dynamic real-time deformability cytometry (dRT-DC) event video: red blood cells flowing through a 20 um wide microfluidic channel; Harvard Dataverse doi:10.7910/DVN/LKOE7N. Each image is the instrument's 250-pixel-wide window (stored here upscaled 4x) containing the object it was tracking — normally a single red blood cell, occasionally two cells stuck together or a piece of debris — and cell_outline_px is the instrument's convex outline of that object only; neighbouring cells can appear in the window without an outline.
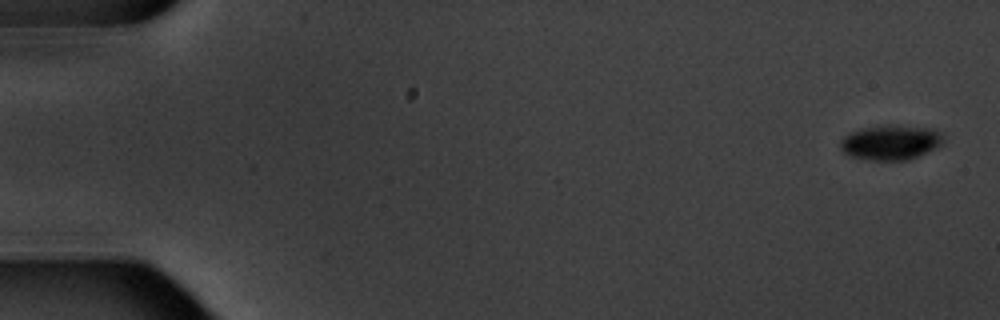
{"species": "common noctule bat (a hibernating species)", "species_latin": "Nyctalus noctula", "temperature_condition": "warm", "stored_images_in_passage": 2, "segment_of_instrument_passage": [2, 2], "camera_frame_rate_fps": 3000, "um_per_image_px": 0.085, "animal": {"sex": "male", "body_mass_g": 20.1, "forearm_length_mm": 53.5}, "frame": {"image": 1, "passage_image": 2, "time_ms": 1.333, "image_size_px": [1000, 320], "cell_outline_px": [[944, 144], [928, 152], [908, 160], [868, 160], [848, 156], [840, 148], [840, 140], [848, 132], [860, 128], [888, 124], [932, 128], [944, 132]], "centroid_in_image_um": [75.73, 12.09], "position_along_channel_um": 9.3, "area_um2": 21.56}}